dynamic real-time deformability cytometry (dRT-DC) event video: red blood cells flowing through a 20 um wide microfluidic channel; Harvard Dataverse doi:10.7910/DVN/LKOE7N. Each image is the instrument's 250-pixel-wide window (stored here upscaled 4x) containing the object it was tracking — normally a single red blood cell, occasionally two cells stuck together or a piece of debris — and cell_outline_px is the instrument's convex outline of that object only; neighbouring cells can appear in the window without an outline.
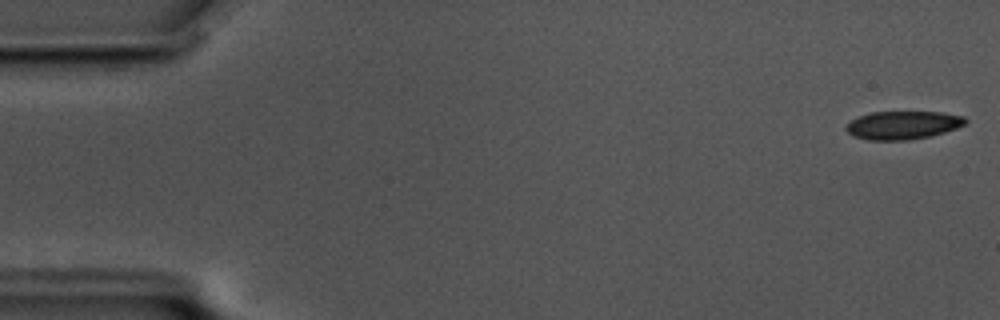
{"species": "common noctule bat (a hibernating species)", "species_latin": "Nyctalus noctula", "temperature_condition": "cold", "stored_images_in_passage": 57, "camera_frame_rate_fps": 3000, "um_per_image_px": 0.085, "animal": {"sex": "male", "body_mass_g": 17.5, "forearm_length_mm": 52.3}, "frame": {"image": 1, "passage_image": 1, "time_ms": 0.0, "image_size_px": [1000, 320], "cell_outline_px": [[968, 120], [964, 124], [956, 128], [944, 132], [928, 136], [908, 140], [868, 140], [852, 136], [844, 128], [844, 124], [860, 116], [872, 112], [940, 112], [964, 116]], "centroid_in_image_um": [76.7, 10.64], "position_along_channel_um": 8.3, "area_um2": 19.59}}
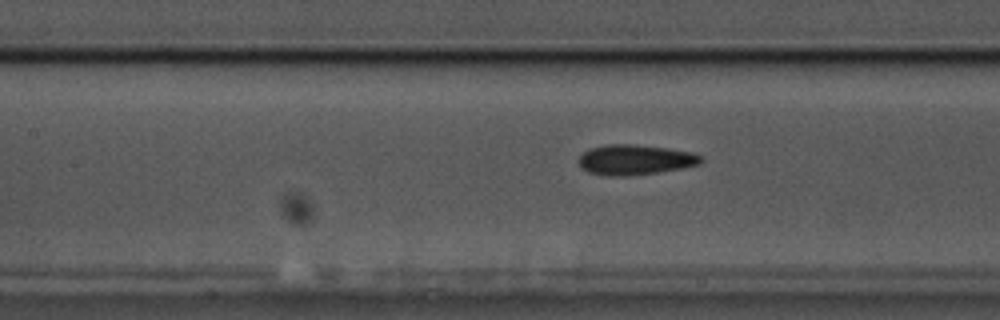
{"frame": {"image": 2, "passage_image": 25, "time_ms": 8.0, "image_size_px": [1000, 320], "cell_outline_px": [[704, 160], [700, 164], [684, 168], [656, 172], [624, 176], [608, 176], [588, 172], [580, 164], [580, 156], [584, 152], [592, 148], [608, 144], [632, 144], [668, 148], [692, 152], [700, 156]], "centroid_in_image_um": [54.02, 13.57], "position_along_channel_um": 153.4, "area_um2": 21.27}}
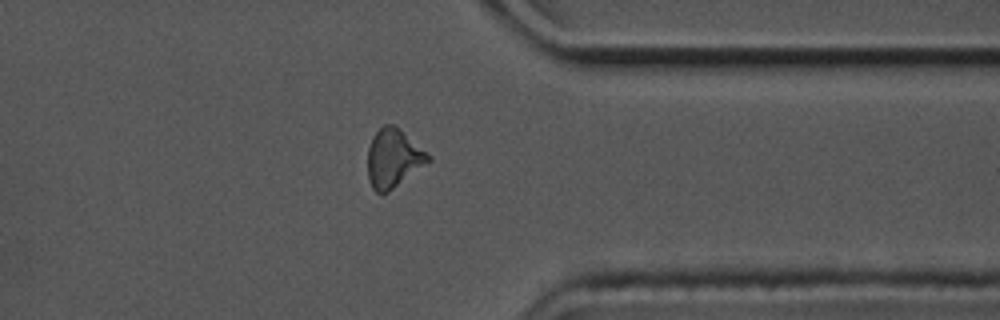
{"frame": {"image": 3, "passage_image": 45, "time_ms": 14.667, "image_size_px": [1000, 320], "cell_outline_px": [[432, 160], [388, 192], [380, 196], [372, 188], [368, 180], [368, 148], [372, 136], [384, 124], [392, 124], [400, 128], [428, 152], [432, 156]], "centroid_in_image_um": [33.44, 13.46], "position_along_channel_um": 378.0, "area_um2": 20.98}, "authors_computed_cell_mechanics": {"area_um2": 20.6346, "velocity_mm_per_s": 3.4703, "shape_relaxation_time_tau1_ms": 5.1223, "shape_relaxation_time_tau2_ms": 2.486, "deformation_change_tau1": 0.1506, "deformation_change_tau2": 0.1026}}